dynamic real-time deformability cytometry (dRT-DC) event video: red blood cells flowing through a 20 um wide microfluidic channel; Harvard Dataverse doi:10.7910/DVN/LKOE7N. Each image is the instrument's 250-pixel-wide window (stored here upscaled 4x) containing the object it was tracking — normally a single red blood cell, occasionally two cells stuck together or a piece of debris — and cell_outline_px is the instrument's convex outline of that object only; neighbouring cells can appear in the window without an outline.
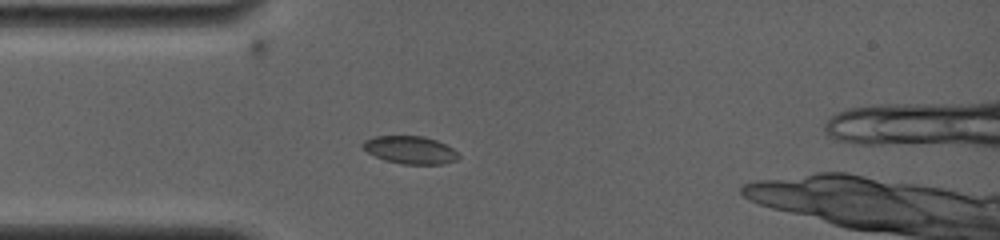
{"species": "common noctule bat (a hibernating species)", "species_latin": "Nyctalus noctula", "temperature_condition": "room temperature", "stored_images_in_passage": 4, "camera_frame_rate_fps": 4000, "um_per_image_px": 0.085, "animal": {"sex": "female", "body_mass_g": 19.0, "forearm_length_mm": 56.7}, "frame": {"image": 1, "passage_image": 4, "time_ms": 2.75, "image_size_px": [1000, 240], "cell_outline_px": [[460, 156], [456, 160], [444, 164], [404, 164], [384, 160], [360, 148], [360, 144], [364, 140], [376, 136], [424, 136], [436, 140], [452, 148]], "centroid_in_image_um": [34.83, 12.74], "position_along_channel_um": 50.2, "area_um2": 15.49}}